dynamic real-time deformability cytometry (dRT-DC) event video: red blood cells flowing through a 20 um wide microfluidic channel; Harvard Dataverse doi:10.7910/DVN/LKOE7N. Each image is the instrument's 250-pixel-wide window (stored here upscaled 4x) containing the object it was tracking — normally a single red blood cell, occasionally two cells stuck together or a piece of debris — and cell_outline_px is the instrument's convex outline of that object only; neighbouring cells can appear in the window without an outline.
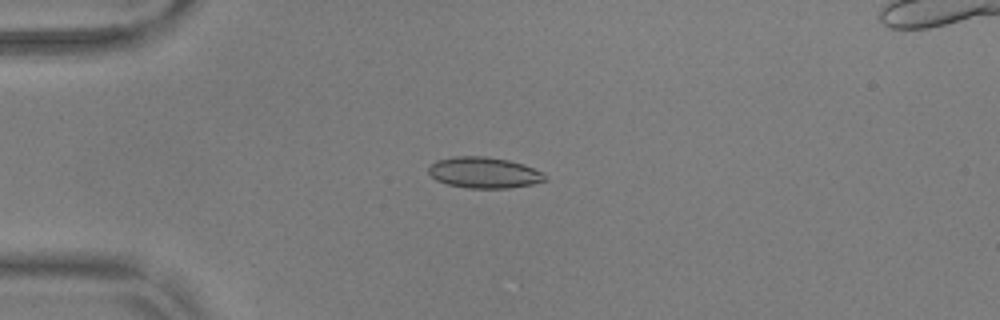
{"species": "common noctule bat (a hibernating species)", "species_latin": "Nyctalus noctula", "temperature_condition": "warm", "stored_images_in_passage": 51, "camera_frame_rate_fps": 3000, "um_per_image_px": 0.085, "animal": {"sex": "male", "body_mass_g": 17.9, "forearm_length_mm": 54.2}, "frame": {"image": 1, "passage_image": 15, "time_ms": 4.667, "image_size_px": [1000, 320], "cell_outline_px": [[548, 180], [532, 184], [508, 188], [468, 188], [448, 184], [436, 180], [428, 172], [428, 168], [436, 160], [456, 156], [484, 156], [508, 160], [524, 164], [548, 176]], "centroid_in_image_um": [41.15, 14.67], "position_along_channel_um": 43.9, "area_um2": 20.98}}
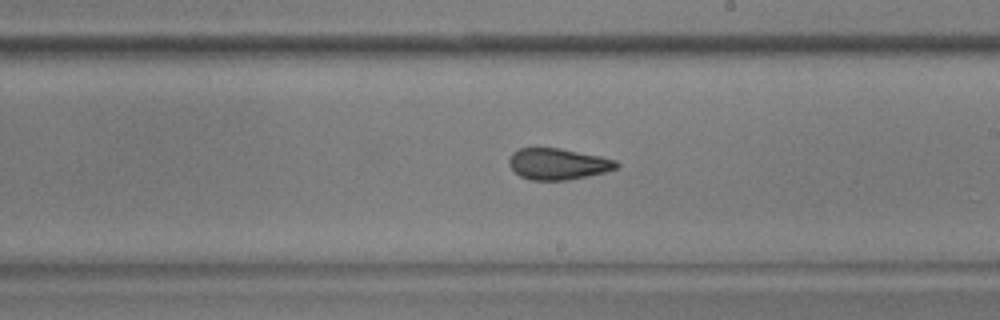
{"frame": {"image": 2, "passage_image": 33, "time_ms": 10.667, "image_size_px": [1000, 320], "cell_outline_px": [[620, 164], [616, 168], [604, 172], [588, 176], [568, 180], [532, 180], [520, 176], [508, 164], [508, 160], [512, 152], [520, 148], [560, 148], [600, 156], [616, 160]], "centroid_in_image_um": [47.42, 13.93], "position_along_channel_um": 241.6, "area_um2": 19.54}}
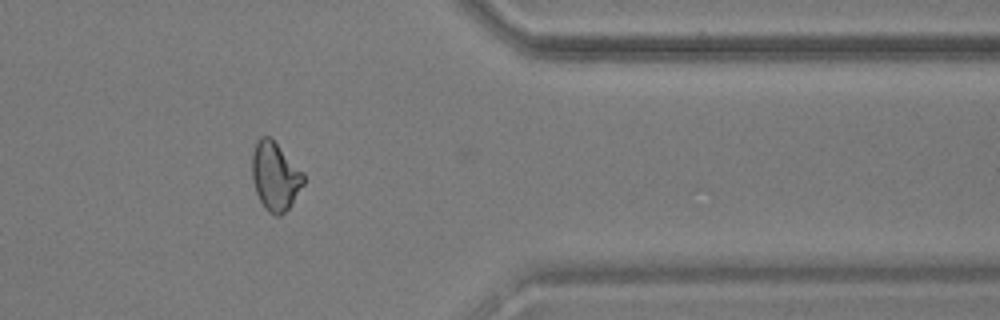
{"frame": {"image": 3, "passage_image": 46, "time_ms": 15.0, "image_size_px": [1000, 320], "cell_outline_px": [[304, 184], [288, 208], [280, 216], [276, 216], [268, 212], [264, 208], [256, 192], [252, 180], [252, 152], [256, 140], [260, 136], [268, 136], [304, 172]], "centroid_in_image_um": [23.37, 14.99], "position_along_channel_um": 388.0, "area_um2": 20.4}, "authors_computed_cell_mechanics": {"area_um2": 19.8254, "velocity_mm_per_s": 3.698, "shape_relaxation_time_tau1_ms": null, "shape_relaxation_time_tau2_ms": 2.0412, "deformation_change_tau1": null, "deformation_change_tau2": 0.0751}}